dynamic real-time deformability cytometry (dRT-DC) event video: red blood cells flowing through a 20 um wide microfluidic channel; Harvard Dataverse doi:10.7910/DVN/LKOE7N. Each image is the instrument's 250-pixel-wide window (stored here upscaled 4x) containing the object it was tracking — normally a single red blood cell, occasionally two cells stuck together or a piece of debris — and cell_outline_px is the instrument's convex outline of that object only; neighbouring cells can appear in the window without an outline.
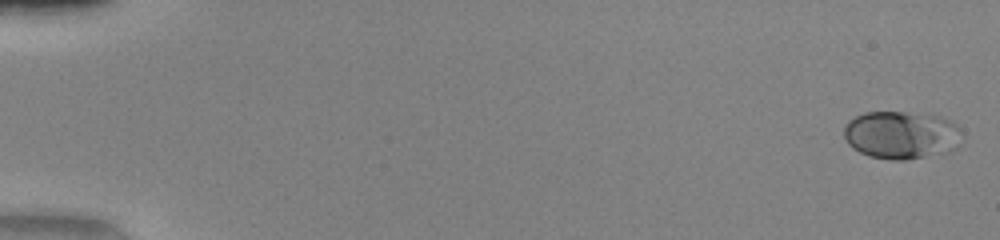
{"species": "human", "species_latin": "Homo sapiens", "temperature_condition": "warm", "stored_images_in_passage": 50, "camera_frame_rate_fps": 3000, "um_per_image_px": 0.085, "donor": {"sex": "female"}, "frame": {"image": 1, "passage_image": 1, "time_ms": 0.0, "image_size_px": [1000, 240], "cell_outline_px": [[960, 128], [956, 148], [948, 152], [904, 160], [892, 160], [868, 156], [852, 148], [848, 144], [844, 136], [844, 124], [848, 120], [864, 112], [908, 112], [940, 116], [952, 120]], "centroid_in_image_um": [76.57, 11.46], "position_along_channel_um": 8.4, "area_um2": 33.06}}
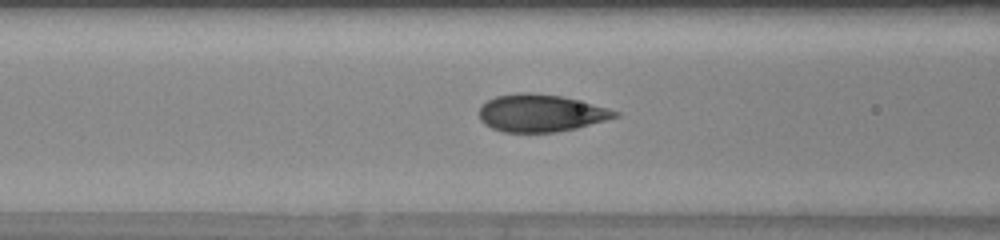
{"frame": {"image": 2, "passage_image": 22, "time_ms": 7.0, "image_size_px": [1000, 240], "cell_outline_px": [[620, 116], [576, 128], [556, 132], [504, 132], [492, 128], [484, 124], [480, 120], [480, 104], [496, 96], [520, 92], [532, 92], [560, 96], [608, 108], [620, 112]], "centroid_in_image_um": [45.94, 9.61], "position_along_channel_um": 120.7, "area_um2": 29.48}}
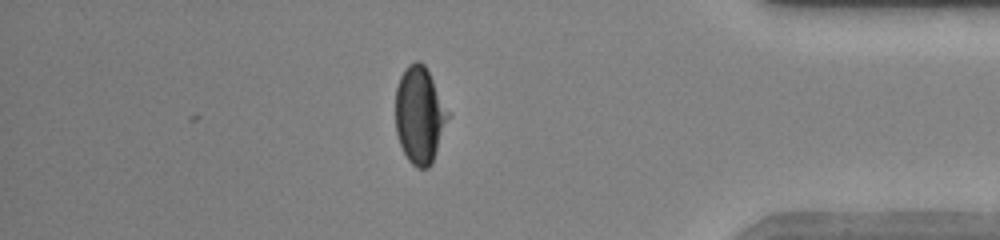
{"frame": {"image": 3, "passage_image": 44, "time_ms": 14.333, "image_size_px": [1000, 240], "cell_outline_px": [[448, 116], [432, 164], [428, 168], [416, 168], [408, 160], [400, 144], [396, 132], [396, 88], [400, 76], [404, 68], [408, 64], [416, 60], [420, 60], [424, 64], [448, 112]], "centroid_in_image_um": [35.63, 9.78], "position_along_channel_um": 399.6, "area_um2": 29.07}, "authors_computed_cell_mechanics": {"area_um2": 30.3739, "velocity_mm_per_s": 4.1597, "shape_relaxation_time_tau1_ms": 4.6202, "shape_relaxation_time_tau2_ms": null, "deformation_change_tau1": 0.1984, "deformation_change_tau2": null}}